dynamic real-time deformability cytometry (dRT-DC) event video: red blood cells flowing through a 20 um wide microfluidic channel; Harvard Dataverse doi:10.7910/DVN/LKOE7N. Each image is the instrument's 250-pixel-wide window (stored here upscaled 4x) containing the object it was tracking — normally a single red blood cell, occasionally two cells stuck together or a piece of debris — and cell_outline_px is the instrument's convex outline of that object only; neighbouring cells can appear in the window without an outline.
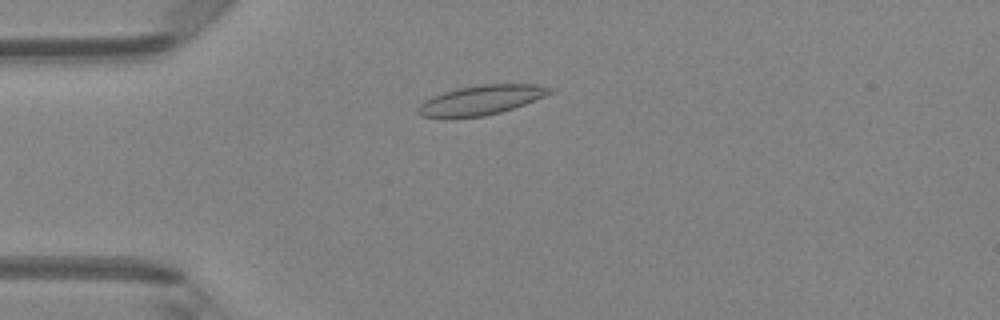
{"species": "Egyptian fruit bat (a non-hibernating species)", "species_latin": "Rousettus aegyptiacus", "temperature_condition": "room temperature", "stored_images_in_passage": 41, "camera_frame_rate_fps": 3000, "um_per_image_px": 0.085, "animal": {"sex": "female"}, "frame": {"image": 1, "passage_image": 5, "time_ms": 1.333, "image_size_px": [1000, 320], "cell_outline_px": [[552, 92], [544, 96], [524, 104], [500, 112], [484, 116], [452, 120], [420, 116], [416, 112], [416, 108], [424, 100], [432, 96], [456, 88], [480, 84], [536, 84], [552, 88]], "centroid_in_image_um": [40.78, 8.54], "position_along_channel_um": 44.2, "area_um2": 23.18}}
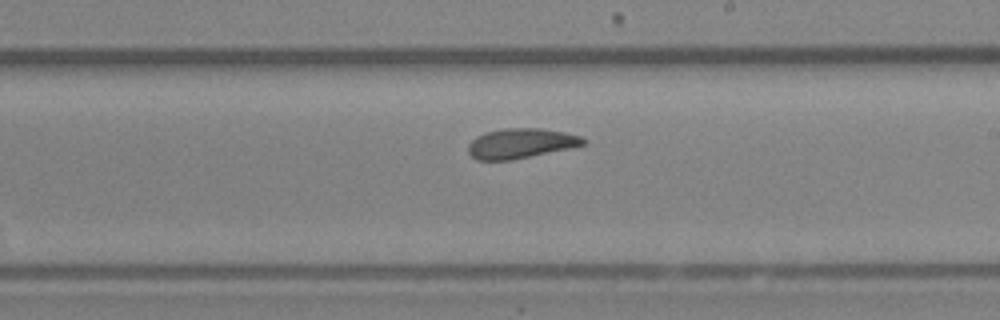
{"frame": {"image": 2, "passage_image": 21, "time_ms": 6.667, "image_size_px": [1000, 320], "cell_outline_px": [[588, 140], [584, 144], [568, 148], [512, 160], [476, 160], [468, 152], [468, 144], [476, 136], [484, 132], [504, 128], [540, 128], [564, 132], [580, 136]], "centroid_in_image_um": [44.23, 12.18], "position_along_channel_um": 244.8, "area_um2": 20.0}}
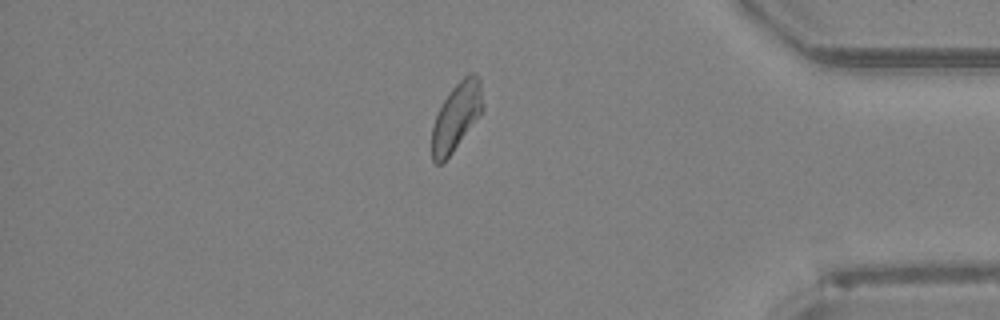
{"frame": {"image": 3, "passage_image": 34, "time_ms": 11.0, "image_size_px": [1000, 320], "cell_outline_px": [[484, 108], [480, 116], [452, 152], [440, 164], [436, 164], [432, 160], [432, 128], [436, 116], [444, 100], [452, 88], [468, 72], [472, 72], [480, 80]], "centroid_in_image_um": [38.81, 9.9], "position_along_channel_um": 396.4, "area_um2": 19.83}, "authors_computed_cell_mechanics": {"area_um2": 20.23, "velocity_mm_per_s": 4.1842, "shape_relaxation_time_tau1_ms": null, "shape_relaxation_time_tau2_ms": 4.5327, "deformation_change_tau1": null, "deformation_change_tau2": 0.0947}}